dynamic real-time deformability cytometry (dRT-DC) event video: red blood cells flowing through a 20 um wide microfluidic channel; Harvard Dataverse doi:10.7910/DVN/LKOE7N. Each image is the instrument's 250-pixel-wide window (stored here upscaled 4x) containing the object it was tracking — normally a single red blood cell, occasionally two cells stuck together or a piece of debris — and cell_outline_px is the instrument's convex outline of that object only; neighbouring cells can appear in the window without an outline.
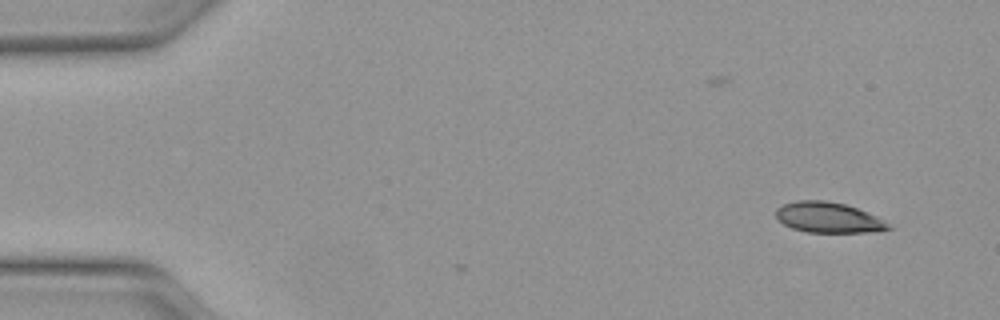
{"species": "Egyptian fruit bat (a non-hibernating species)", "species_latin": "Rousettus aegyptiacus", "temperature_condition": "warm", "stored_images_in_passage": 37, "camera_frame_rate_fps": 3000, "um_per_image_px": 0.085, "animal": {"sex": "female"}, "frame": {"image": 1, "passage_image": 1, "time_ms": 0.0, "image_size_px": [1000, 320], "cell_outline_px": [[892, 228], [864, 232], [808, 232], [792, 228], [784, 224], [776, 216], [776, 208], [784, 204], [796, 200], [824, 200], [844, 204], [856, 208], [876, 216], [888, 224]], "centroid_in_image_um": [70.35, 18.48], "position_along_channel_um": 14.6, "area_um2": 19.59}}
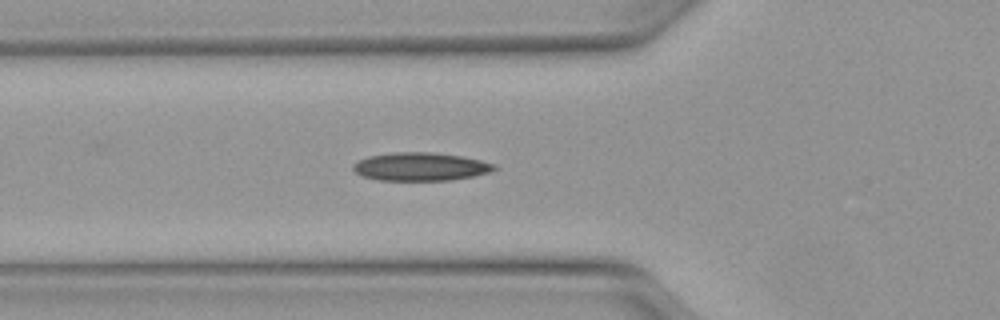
{"frame": {"image": 2, "passage_image": 15, "time_ms": 4.667, "image_size_px": [1000, 320], "cell_outline_px": [[500, 168], [488, 172], [472, 176], [452, 180], [376, 180], [360, 176], [352, 168], [352, 164], [368, 156], [392, 152], [432, 152], [460, 156], [480, 160], [496, 164]], "centroid_in_image_um": [35.72, 14.16], "position_along_channel_um": 90.1, "area_um2": 23.29}}
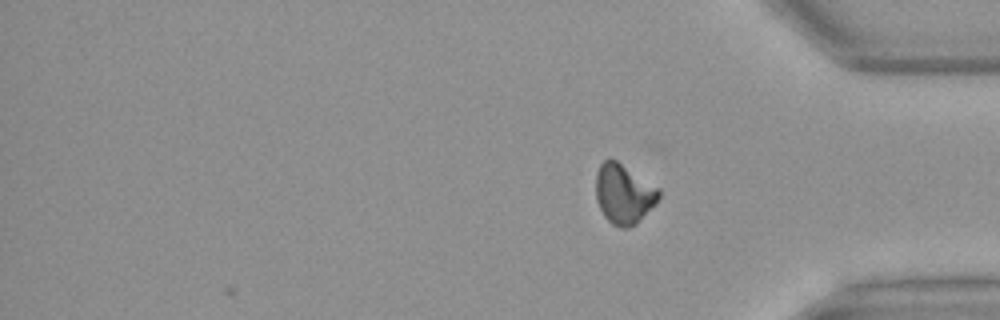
{"frame": {"image": 3, "passage_image": 37, "time_ms": 12.0, "image_size_px": [1000, 320], "cell_outline_px": [[660, 196], [656, 204], [636, 224], [628, 228], [620, 228], [612, 224], [604, 216], [596, 200], [596, 172], [600, 164], [608, 156], [616, 160], [660, 188]], "centroid_in_image_um": [53.02, 16.47], "position_along_channel_um": 382.2, "area_um2": 22.2}, "authors_computed_cell_mechanics": {"area_um2": 22.0796, "velocity_mm_per_s": 4.1253, "shape_relaxation_time_tau1_ms": 5.9982, "shape_relaxation_time_tau2_ms": 5.6123, "deformation_change_tau1": 0.1516, "deformation_change_tau2": 0.1246}}